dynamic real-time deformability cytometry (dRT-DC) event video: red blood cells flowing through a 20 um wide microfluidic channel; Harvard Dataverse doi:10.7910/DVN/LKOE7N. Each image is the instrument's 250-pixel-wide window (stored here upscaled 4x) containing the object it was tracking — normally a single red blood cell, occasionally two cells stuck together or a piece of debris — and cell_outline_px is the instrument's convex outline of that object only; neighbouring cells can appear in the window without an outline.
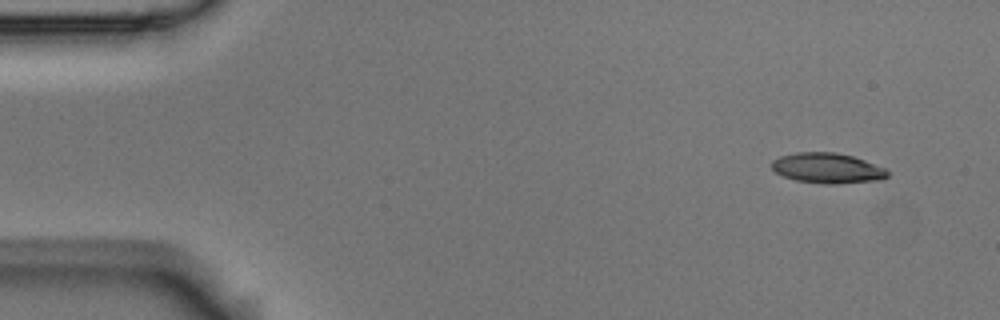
{"species": "Egyptian fruit bat (a non-hibernating species)", "species_latin": "Rousettus aegyptiacus", "temperature_condition": "room temperature", "stored_images_in_passage": 5, "camera_frame_rate_fps": 3000, "um_per_image_px": 0.085, "animal": {"sex": "male"}, "frame": {"image": 1, "passage_image": 1, "time_ms": 0.0, "image_size_px": [1000, 320], "cell_outline_px": [[888, 176], [884, 180], [836, 184], [824, 184], [796, 180], [784, 176], [776, 172], [772, 168], [772, 160], [780, 156], [796, 152], [836, 152], [852, 156], [864, 160], [884, 168], [888, 172]], "centroid_in_image_um": [70.34, 14.29], "position_along_channel_um": 14.7, "area_um2": 20.46}}
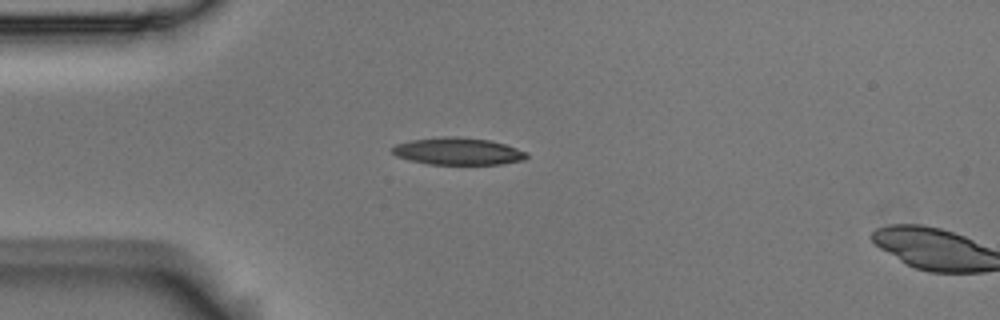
{"frame": {"image": 2, "passage_image": 4, "time_ms": 1.0, "image_size_px": [1000, 320], "cell_outline_px": [[528, 156], [524, 160], [500, 164], [428, 164], [408, 160], [396, 156], [392, 152], [392, 148], [396, 144], [412, 140], [444, 136], [456, 136], [488, 140], [504, 144], [528, 152]], "centroid_in_image_um": [38.92, 12.86], "position_along_channel_um": 46.1, "area_um2": 21.21}}